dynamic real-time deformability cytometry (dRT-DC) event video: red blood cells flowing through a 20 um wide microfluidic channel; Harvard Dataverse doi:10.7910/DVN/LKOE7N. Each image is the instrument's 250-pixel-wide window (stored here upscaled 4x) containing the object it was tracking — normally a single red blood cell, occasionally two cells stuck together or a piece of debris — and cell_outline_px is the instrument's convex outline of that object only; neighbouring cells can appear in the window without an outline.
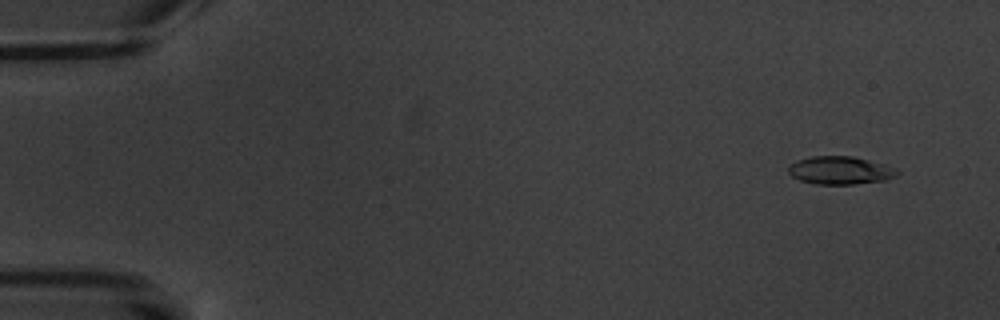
{"species": "common noctule bat (a hibernating species)", "species_latin": "Nyctalus noctula", "temperature_condition": "warm", "stored_images_in_passage": 5, "camera_frame_rate_fps": 3000, "um_per_image_px": 0.085, "animal": {"sex": "male", "body_mass_g": 20.1, "forearm_length_mm": 53.5}, "frame": {"image": 1, "passage_image": 2, "time_ms": 1.0, "image_size_px": [1000, 320], "cell_outline_px": [[900, 172], [896, 176], [888, 180], [852, 184], [816, 184], [800, 180], [792, 176], [788, 172], [788, 168], [796, 160], [812, 156], [852, 156], [884, 164], [896, 168]], "centroid_in_image_um": [71.44, 14.48], "position_along_channel_um": 13.6, "area_um2": 17.74}}